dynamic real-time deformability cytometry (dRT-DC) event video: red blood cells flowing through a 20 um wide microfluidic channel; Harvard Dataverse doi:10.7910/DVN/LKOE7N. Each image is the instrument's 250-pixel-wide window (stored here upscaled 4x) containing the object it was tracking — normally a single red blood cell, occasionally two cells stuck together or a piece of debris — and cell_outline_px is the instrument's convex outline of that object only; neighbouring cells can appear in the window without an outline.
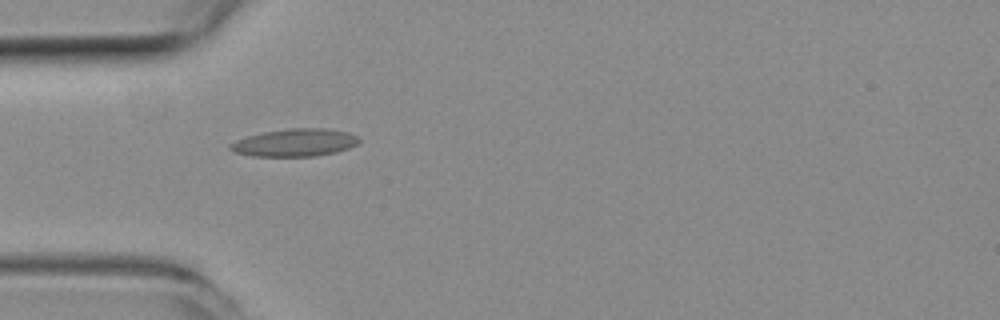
{"species": "common noctule bat (a hibernating species)", "species_latin": "Nyctalus noctula", "temperature_condition": "room temperature", "stored_images_in_passage": 29, "camera_frame_rate_fps": 3000, "um_per_image_px": 0.085, "animal": {"sex": "female", "body_mass_g": 19.3, "forearm_length_mm": 54.1}, "frame": {"image": 1, "passage_image": 10, "time_ms": 3.0, "image_size_px": [1000, 320], "cell_outline_px": [[360, 140], [356, 144], [348, 148], [336, 152], [316, 156], [252, 156], [236, 152], [228, 148], [228, 144], [236, 140], [248, 136], [264, 132], [288, 128], [324, 128], [348, 132], [356, 136]], "centroid_in_image_um": [25.05, 12.12], "position_along_channel_um": 60.0, "area_um2": 20.63}}
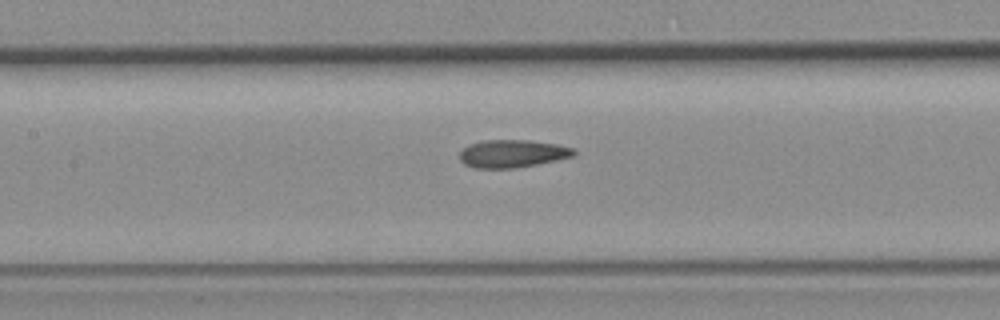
{"frame": {"image": 2, "passage_image": 18, "time_ms": 5.667, "image_size_px": [1000, 320], "cell_outline_px": [[576, 152], [572, 156], [556, 160], [516, 168], [472, 168], [464, 164], [460, 160], [460, 152], [468, 144], [484, 140], [528, 140], [556, 144], [572, 148]], "centroid_in_image_um": [43.5, 13.06], "position_along_channel_um": 163.9, "area_um2": 18.38}}
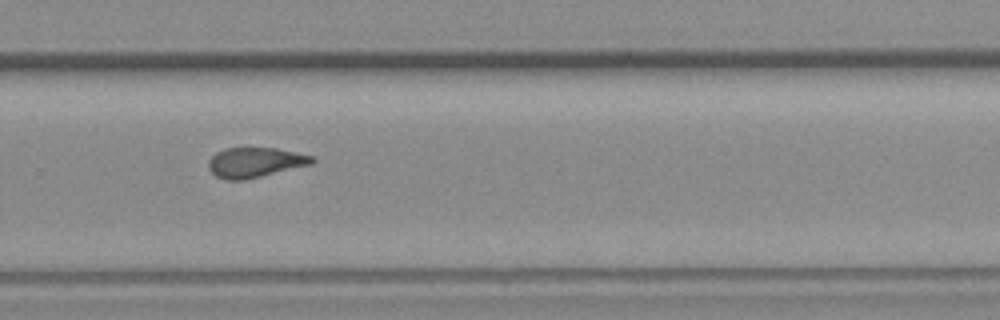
{"frame": {"image": 3, "passage_image": 29, "time_ms": 9.333, "image_size_px": [1000, 320], "cell_outline_px": [[316, 160], [312, 164], [244, 180], [228, 180], [216, 176], [208, 168], [208, 160], [216, 152], [224, 148], [276, 148], [312, 156]], "centroid_in_image_um": [21.66, 13.8], "position_along_channel_um": 308.1, "area_um2": 17.98}}